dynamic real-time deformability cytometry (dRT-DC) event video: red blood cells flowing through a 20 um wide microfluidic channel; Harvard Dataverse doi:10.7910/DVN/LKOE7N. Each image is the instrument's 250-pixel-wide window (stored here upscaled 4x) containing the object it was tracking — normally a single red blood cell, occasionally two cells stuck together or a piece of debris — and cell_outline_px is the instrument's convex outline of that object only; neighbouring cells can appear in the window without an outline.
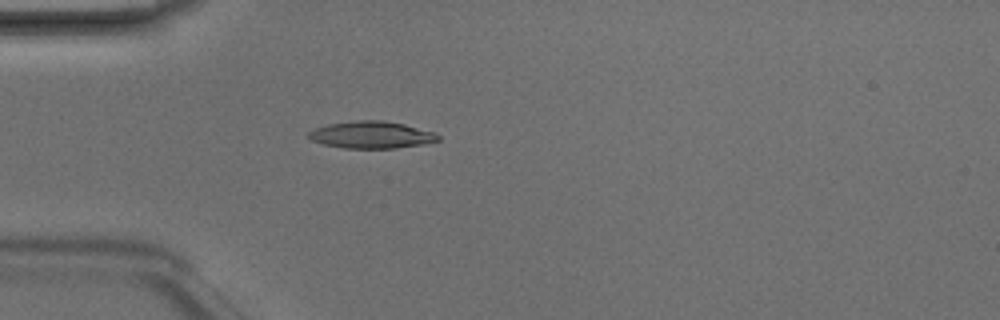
{"species": "Egyptian fruit bat (a non-hibernating species)", "species_latin": "Rousettus aegyptiacus", "temperature_condition": "room temperature", "stored_images_in_passage": 4, "camera_frame_rate_fps": 3000, "um_per_image_px": 0.085, "animal": {"sex": "male"}, "frame": {"image": 1, "passage_image": 4, "time_ms": 1.0, "image_size_px": [1000, 320], "cell_outline_px": [[440, 140], [424, 144], [396, 148], [344, 148], [324, 144], [312, 140], [308, 136], [308, 132], [316, 128], [328, 124], [356, 120], [384, 120], [404, 124], [436, 132], [440, 136]], "centroid_in_image_um": [31.62, 11.46], "position_along_channel_um": 53.4, "area_um2": 20.46}}